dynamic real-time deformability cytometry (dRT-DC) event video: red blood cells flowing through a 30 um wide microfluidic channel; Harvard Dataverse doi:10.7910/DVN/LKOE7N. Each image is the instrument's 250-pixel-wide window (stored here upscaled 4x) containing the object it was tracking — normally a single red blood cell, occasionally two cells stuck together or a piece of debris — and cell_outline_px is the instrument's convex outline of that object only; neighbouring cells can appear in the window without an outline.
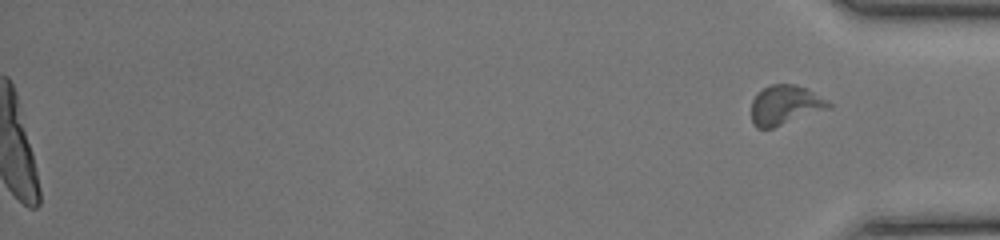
{"species": "common noctule bat (a hibernating species)", "species_latin": "Nyctalus noctula", "temperature_condition": "room temperature", "stored_images_in_passage": 50, "segment_of_instrument_passage": [2, 2], "camera_frame_rate_fps": 3000, "um_per_image_px": 0.085, "animal": {"sex": "female", "body_mass_g": 17.0, "forearm_length_mm": 48.0}, "frame": {"image": 1, "passage_image": 50, "time_ms": 16.333, "image_size_px": [1000, 240], "cell_outline_px": [[832, 108], [772, 128], [756, 128], [752, 124], [752, 100], [764, 88], [772, 84], [796, 84], [828, 100], [832, 104]], "centroid_in_image_um": [66.75, 8.95], "position_along_channel_um": 368.4, "area_um2": 17.69}}